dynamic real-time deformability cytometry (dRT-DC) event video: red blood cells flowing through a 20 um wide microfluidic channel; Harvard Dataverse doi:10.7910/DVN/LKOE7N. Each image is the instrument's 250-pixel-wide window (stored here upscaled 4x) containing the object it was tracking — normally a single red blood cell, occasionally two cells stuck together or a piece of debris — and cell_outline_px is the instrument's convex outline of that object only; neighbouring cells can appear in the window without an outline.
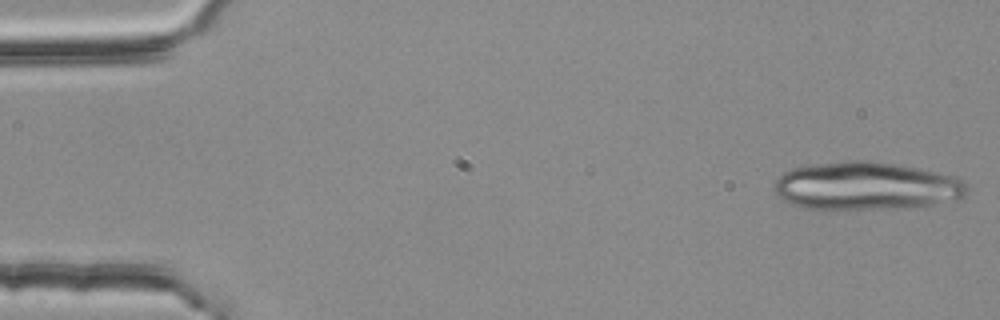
{"species": "common noctule bat (a hibernating species)", "species_latin": "Nyctalus noctula", "temperature_condition": "room temperature", "stored_images_in_passage": 14, "camera_frame_rate_fps": 3000, "um_per_image_px": 0.085, "animal": {"sex": "female", "body_mass_g": 25.1}, "frame": {"image": 1, "passage_image": 1, "time_ms": 0.0, "image_size_px": [1000, 320], "cell_outline_px": [[968, 192], [964, 196], [956, 200], [908, 208], [808, 208], [792, 204], [784, 200], [776, 192], [772, 184], [784, 172], [792, 168], [816, 164], [844, 160], [868, 160], [916, 168], [964, 180], [968, 184]], "centroid_in_image_um": [73.63, 15.8], "position_along_channel_um": 11.4, "area_um2": 53.29}}